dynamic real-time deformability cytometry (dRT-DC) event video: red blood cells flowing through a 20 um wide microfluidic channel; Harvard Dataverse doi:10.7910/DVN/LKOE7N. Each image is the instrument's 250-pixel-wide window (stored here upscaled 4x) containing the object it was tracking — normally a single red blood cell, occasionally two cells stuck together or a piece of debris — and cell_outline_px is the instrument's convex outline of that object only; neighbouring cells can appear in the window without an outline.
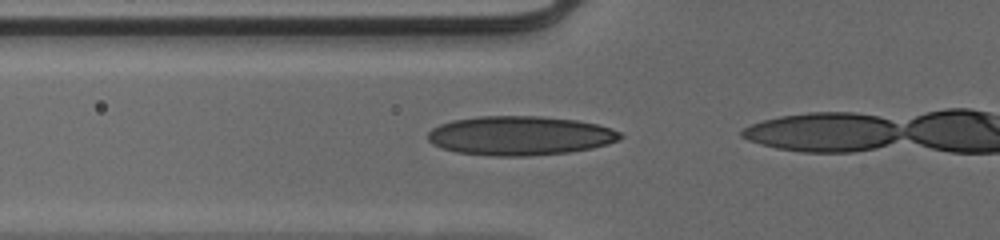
{"species": "human", "species_latin": "Homo sapiens", "temperature_condition": "cold", "stored_images_in_passage": 4, "camera_frame_rate_fps": 3000, "um_per_image_px": 0.085, "donor": {"sex": "male"}, "frame": {"image": 1, "passage_image": 2, "time_ms": 0.333, "image_size_px": [1000, 240], "cell_outline_px": [[624, 136], [620, 140], [608, 144], [592, 148], [568, 152], [528, 156], [492, 156], [456, 152], [440, 148], [432, 144], [428, 140], [428, 132], [432, 128], [440, 124], [452, 120], [476, 116], [540, 116], [576, 120], [596, 124], [612, 128], [620, 132]], "centroid_in_image_um": [44.19, 11.53], "position_along_channel_um": 81.6, "area_um2": 44.22}}